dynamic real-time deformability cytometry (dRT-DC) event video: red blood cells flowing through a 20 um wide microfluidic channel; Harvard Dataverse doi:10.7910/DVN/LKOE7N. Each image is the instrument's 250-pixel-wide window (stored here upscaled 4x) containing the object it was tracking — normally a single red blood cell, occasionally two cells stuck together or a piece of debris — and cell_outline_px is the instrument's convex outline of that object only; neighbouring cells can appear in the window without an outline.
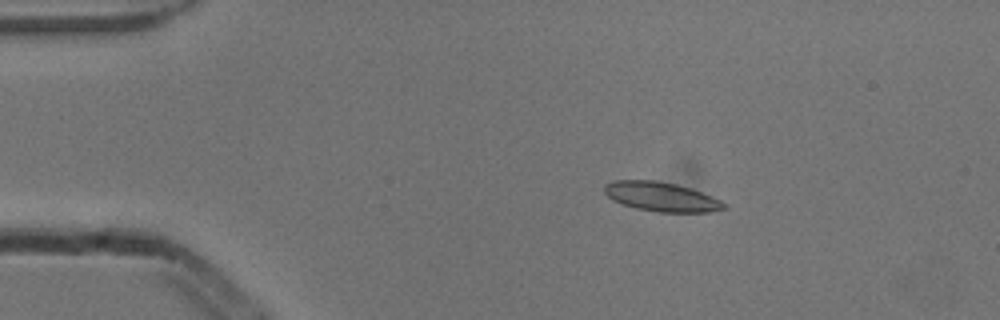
{"species": "common noctule bat (a hibernating species)", "species_latin": "Nyctalus noctula", "temperature_condition": "cold", "stored_images_in_passage": 6, "camera_frame_rate_fps": 3000, "um_per_image_px": 0.085, "animal": {"sex": "male", "body_mass_g": 13.3}, "frame": {"image": 1, "passage_image": 3, "time_ms": 0.667, "image_size_px": [1000, 320], "cell_outline_px": [[728, 208], [712, 212], [656, 212], [636, 208], [612, 200], [604, 192], [604, 184], [612, 180], [656, 180], [676, 184], [692, 188], [720, 200]], "centroid_in_image_um": [56.2, 16.72], "position_along_channel_um": 28.8, "area_um2": 20.52}}
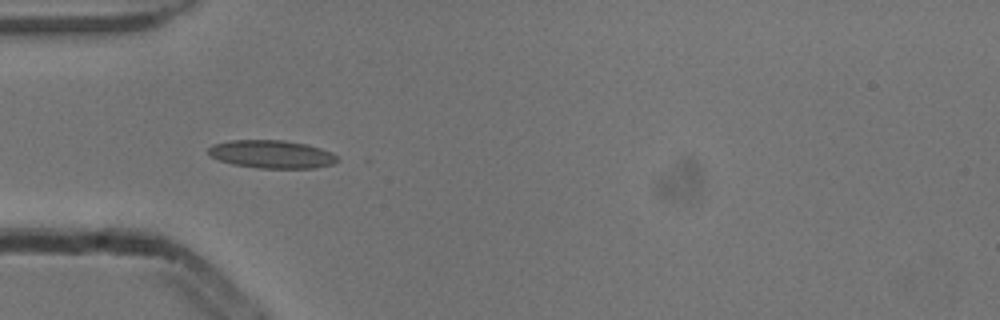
{"frame": {"image": 2, "passage_image": 5, "time_ms": 1.333, "image_size_px": [1000, 320], "cell_outline_px": [[340, 160], [332, 164], [316, 168], [260, 168], [232, 164], [208, 156], [208, 148], [212, 144], [232, 140], [284, 140], [308, 144], [332, 152], [340, 156]], "centroid_in_image_um": [23.12, 13.1], "position_along_channel_um": 61.9, "area_um2": 21.33}}
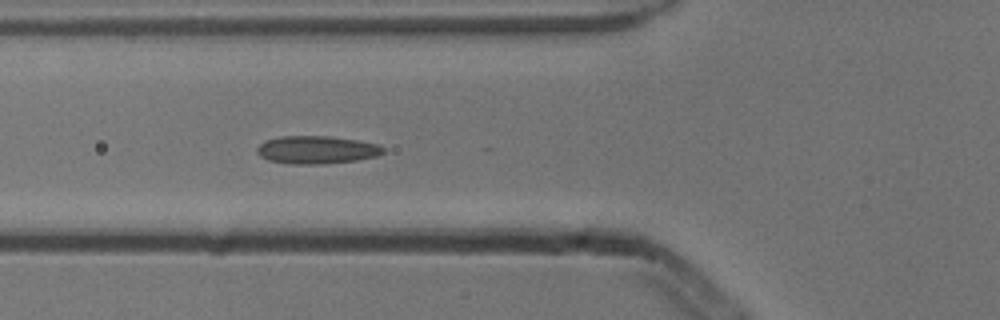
{"frame": {"image": 3, "passage_image": 6, "time_ms": 1.667, "image_size_px": [1000, 320], "cell_outline_px": [[384, 152], [376, 156], [356, 160], [324, 164], [292, 164], [268, 160], [260, 156], [256, 152], [256, 148], [264, 140], [280, 136], [328, 136], [360, 140], [380, 144], [384, 148]], "centroid_in_image_um": [26.91, 12.73], "position_along_channel_um": 98.9, "area_um2": 20.69}}